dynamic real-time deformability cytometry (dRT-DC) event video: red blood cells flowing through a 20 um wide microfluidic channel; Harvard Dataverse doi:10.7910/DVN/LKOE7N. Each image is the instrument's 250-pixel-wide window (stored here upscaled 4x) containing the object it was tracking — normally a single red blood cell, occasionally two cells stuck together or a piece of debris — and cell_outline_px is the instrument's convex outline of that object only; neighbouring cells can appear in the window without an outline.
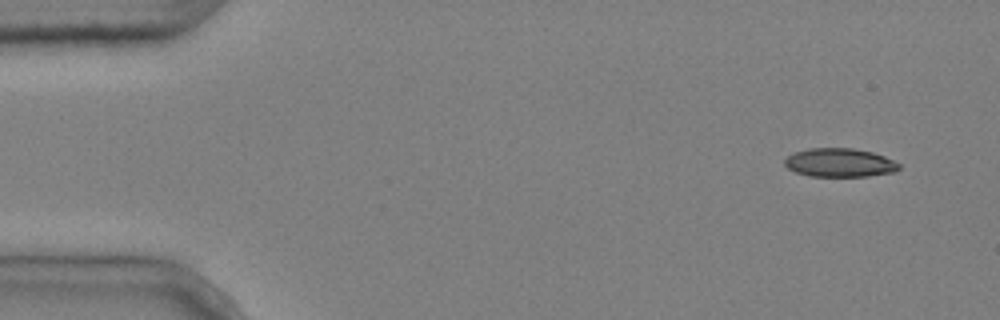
{"species": "common noctule bat (a hibernating species)", "species_latin": "Nyctalus noctula", "temperature_condition": "cold", "stored_images_in_passage": 3, "camera_frame_rate_fps": 3000, "um_per_image_px": 0.085, "animal": {"sex": "male", "body_mass_g": 20.4}, "frame": {"image": 1, "passage_image": 1, "time_ms": 0.0, "image_size_px": [1000, 320], "cell_outline_px": [[900, 168], [896, 172], [868, 176], [808, 176], [796, 172], [788, 168], [784, 164], [784, 160], [788, 156], [796, 152], [808, 148], [852, 148], [872, 152], [884, 156], [900, 164]], "centroid_in_image_um": [71.38, 13.83], "position_along_channel_um": 13.6, "area_um2": 19.07}}
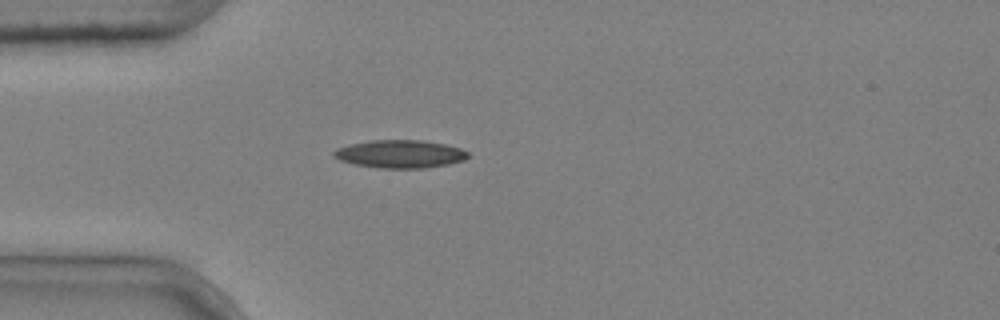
{"frame": {"image": 2, "passage_image": 3, "time_ms": 0.667, "image_size_px": [1000, 320], "cell_outline_px": [[472, 156], [464, 160], [448, 164], [424, 168], [380, 168], [356, 164], [340, 160], [332, 156], [332, 152], [336, 148], [352, 144], [372, 140], [424, 140], [444, 144], [460, 148], [468, 152]], "centroid_in_image_um": [34.03, 13.09], "position_along_channel_um": 51.0, "area_um2": 21.85}}